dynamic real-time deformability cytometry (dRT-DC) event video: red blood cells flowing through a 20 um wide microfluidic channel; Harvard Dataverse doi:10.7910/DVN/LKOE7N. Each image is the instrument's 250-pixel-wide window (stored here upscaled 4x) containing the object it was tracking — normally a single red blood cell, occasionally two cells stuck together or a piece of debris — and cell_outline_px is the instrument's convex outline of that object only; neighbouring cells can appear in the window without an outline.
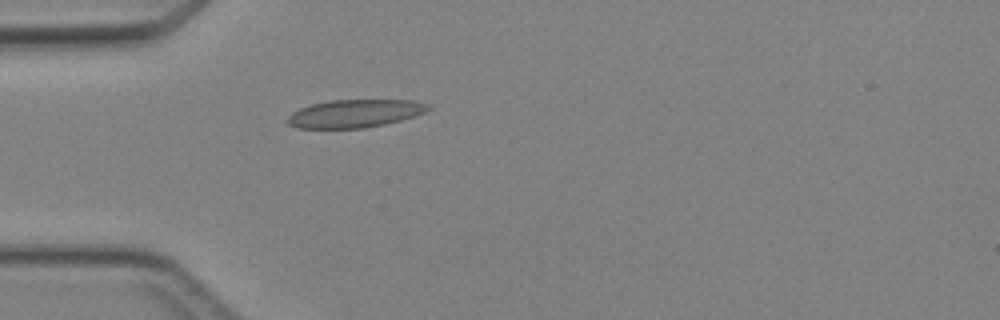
{"species": "Egyptian fruit bat (a non-hibernating species)", "species_latin": "Rousettus aegyptiacus", "temperature_condition": "cold", "stored_images_in_passage": 4, "camera_frame_rate_fps": 3000, "um_per_image_px": 0.085, "animal": {"sex": "female"}, "frame": {"image": 1, "passage_image": 4, "time_ms": 4.333, "image_size_px": [1000, 320], "cell_outline_px": [[432, 108], [416, 116], [384, 124], [364, 128], [296, 128], [288, 124], [284, 120], [292, 112], [300, 108], [312, 104], [332, 100], [416, 100], [432, 104]], "centroid_in_image_um": [30.18, 9.64], "position_along_channel_um": 54.8, "area_um2": 23.12}}